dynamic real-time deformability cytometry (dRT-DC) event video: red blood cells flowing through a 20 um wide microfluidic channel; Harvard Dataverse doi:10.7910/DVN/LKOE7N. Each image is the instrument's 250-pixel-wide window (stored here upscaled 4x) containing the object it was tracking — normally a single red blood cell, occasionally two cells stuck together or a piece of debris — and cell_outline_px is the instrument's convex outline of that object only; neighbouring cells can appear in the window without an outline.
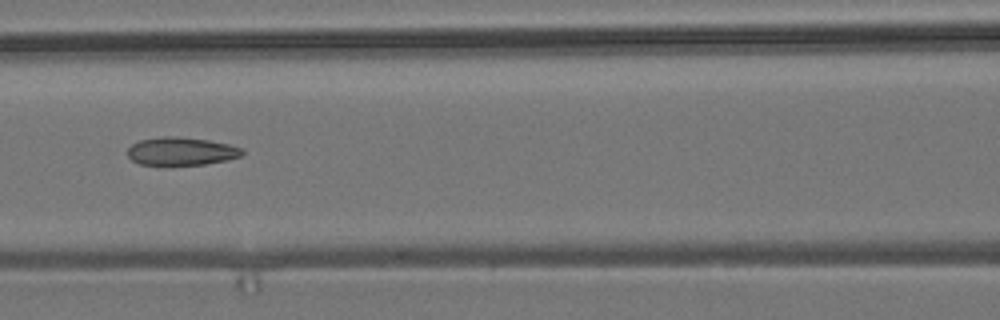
{"species": "common noctule bat (a hibernating species)", "species_latin": "Nyctalus noctula", "temperature_condition": "room temperature", "stored_images_in_passage": 9, "camera_frame_rate_fps": 3000, "um_per_image_px": 0.085, "animal": {"sex": "male", "body_mass_g": 19.2, "forearm_length_mm": 51.8}, "frame": {"image": 1, "passage_image": 7, "time_ms": 7.0, "image_size_px": [1000, 320], "cell_outline_px": [[244, 152], [240, 156], [228, 160], [204, 164], [140, 164], [132, 160], [128, 156], [128, 148], [132, 144], [140, 140], [164, 136], [176, 136], [208, 140], [228, 144], [244, 148]], "centroid_in_image_um": [15.43, 12.84], "position_along_channel_um": 151.2, "area_um2": 18.55}}
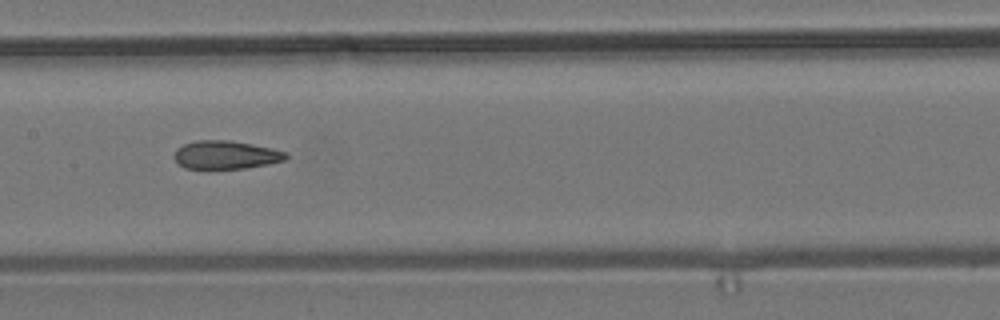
{"frame": {"image": 2, "passage_image": 8, "time_ms": 8.0, "image_size_px": [1000, 320], "cell_outline_px": [[288, 156], [284, 160], [268, 164], [248, 168], [184, 168], [172, 156], [176, 148], [184, 144], [196, 140], [232, 140], [272, 148], [288, 152]], "centroid_in_image_um": [19.2, 13.15], "position_along_channel_um": 188.2, "area_um2": 18.5}}
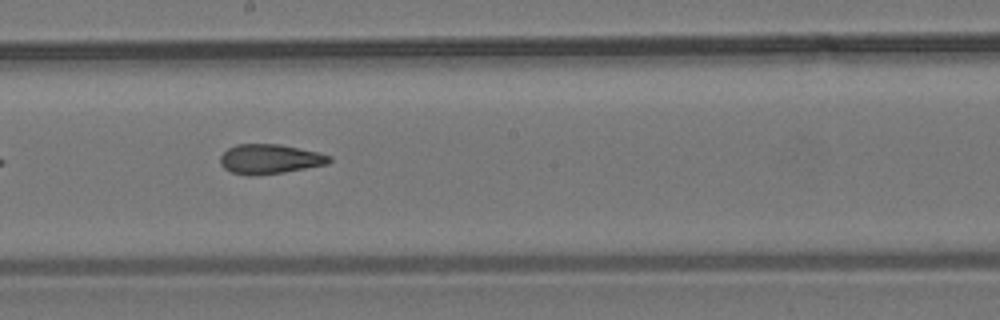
{"frame": {"image": 3, "passage_image": 9, "time_ms": 9.0, "image_size_px": [1000, 320], "cell_outline_px": [[332, 160], [328, 164], [284, 172], [256, 176], [248, 176], [232, 172], [224, 168], [220, 164], [220, 156], [228, 148], [236, 144], [280, 144], [316, 152], [332, 156]], "centroid_in_image_um": [22.91, 13.53], "position_along_channel_um": 225.3, "area_um2": 18.9}}